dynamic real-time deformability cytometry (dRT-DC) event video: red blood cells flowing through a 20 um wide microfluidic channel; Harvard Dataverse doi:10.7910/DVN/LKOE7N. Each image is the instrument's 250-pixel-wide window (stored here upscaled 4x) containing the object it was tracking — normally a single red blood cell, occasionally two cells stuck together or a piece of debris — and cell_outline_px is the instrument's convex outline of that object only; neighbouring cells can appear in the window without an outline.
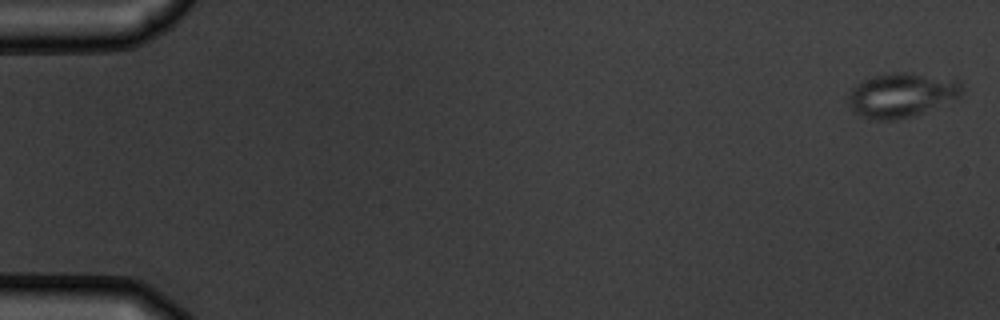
{"species": "common noctule bat (a hibernating species)", "species_latin": "Nyctalus noctula", "temperature_condition": "warm", "stored_images_in_passage": 5, "camera_frame_rate_fps": 3000, "um_per_image_px": 0.085, "animal": {"sex": "male", "body_mass_g": 19.5, "forearm_length_mm": 54.6}, "frame": {"image": 1, "passage_image": 1, "time_ms": 0.0, "image_size_px": [1000, 320], "cell_outline_px": [[964, 92], [960, 96], [920, 112], [896, 120], [872, 120], [856, 112], [848, 104], [844, 96], [856, 84], [864, 80], [876, 76], [892, 72], [908, 72], [960, 80], [964, 88]], "centroid_in_image_um": [76.59, 8.05], "position_along_channel_um": 8.4, "area_um2": 29.07}}